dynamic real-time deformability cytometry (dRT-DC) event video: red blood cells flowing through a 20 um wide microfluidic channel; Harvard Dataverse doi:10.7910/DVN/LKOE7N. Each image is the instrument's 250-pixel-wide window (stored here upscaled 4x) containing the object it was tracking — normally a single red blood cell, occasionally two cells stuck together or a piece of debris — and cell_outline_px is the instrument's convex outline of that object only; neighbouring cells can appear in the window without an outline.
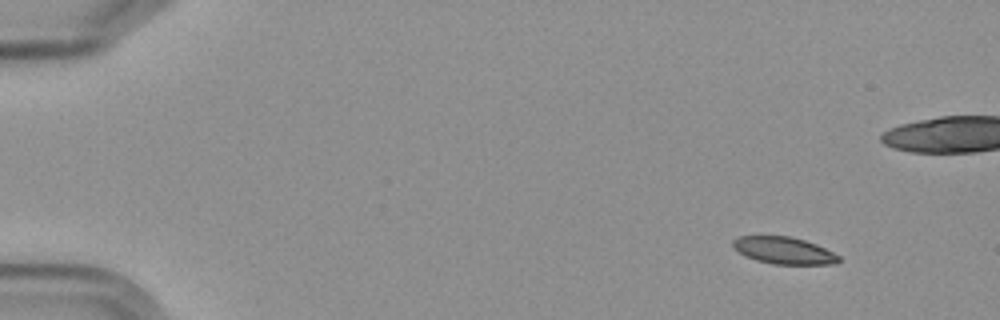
{"species": "Egyptian fruit bat (a non-hibernating species)", "species_latin": "Rousettus aegyptiacus", "temperature_condition": "cold", "stored_images_in_passage": 11, "camera_frame_rate_fps": 3000, "um_per_image_px": 0.085, "frame": {"image": 1, "passage_image": 1, "time_ms": 0.0, "image_size_px": [1000, 320], "cell_outline_px": [[840, 260], [836, 264], [772, 264], [756, 260], [744, 256], [732, 248], [732, 240], [736, 236], [792, 236], [816, 244], [840, 256]], "centroid_in_image_um": [66.58, 21.29], "position_along_channel_um": 18.4, "area_um2": 16.82}}
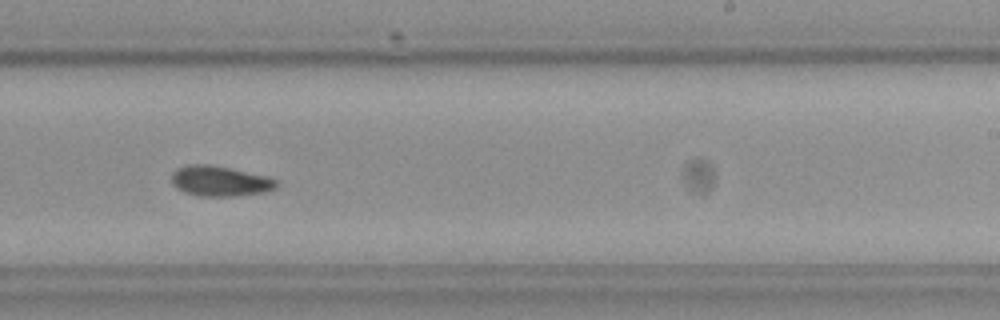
{"frame": {"image": 2, "passage_image": 10, "time_ms": 10.333, "image_size_px": [1000, 320], "cell_outline_px": [[276, 188], [264, 192], [236, 196], [200, 196], [184, 192], [176, 188], [172, 184], [172, 172], [176, 168], [188, 164], [208, 164], [268, 176], [276, 180]], "centroid_in_image_um": [18.65, 15.39], "position_along_channel_um": 270.3, "area_um2": 18.5}}